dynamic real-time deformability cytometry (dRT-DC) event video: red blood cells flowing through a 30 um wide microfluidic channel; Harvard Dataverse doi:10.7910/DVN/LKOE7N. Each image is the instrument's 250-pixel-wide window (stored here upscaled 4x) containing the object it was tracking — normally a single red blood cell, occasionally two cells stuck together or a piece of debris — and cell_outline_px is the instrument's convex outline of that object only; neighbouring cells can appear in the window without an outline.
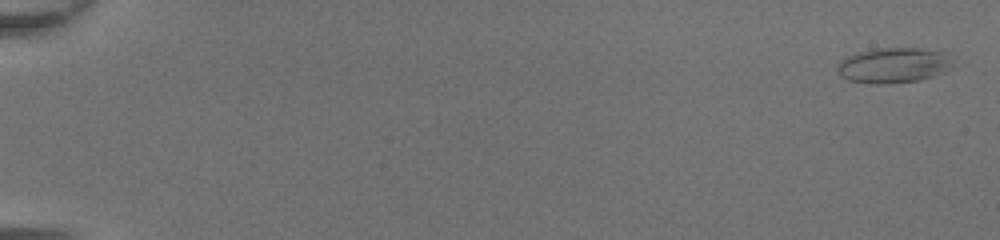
{"species": "common noctule bat (a hibernating species)", "species_latin": "Nyctalus noctula", "temperature_condition": "room temperature", "stored_images_in_passage": 50, "camera_frame_rate_fps": 3000, "um_per_image_px": 0.085, "animal": {"sex": "female", "body_mass_g": 20.0, "forearm_length_mm": 54.0}, "frame": {"image": 1, "passage_image": 2, "time_ms": 0.333, "image_size_px": [1000, 240], "cell_outline_px": [[952, 68], [944, 72], [920, 80], [884, 84], [872, 84], [848, 80], [840, 76], [836, 72], [836, 64], [840, 60], [848, 56], [860, 52], [876, 48], [924, 48], [944, 52], [952, 64]], "centroid_in_image_um": [75.9, 5.55], "position_along_channel_um": 9.1, "area_um2": 23.87}}
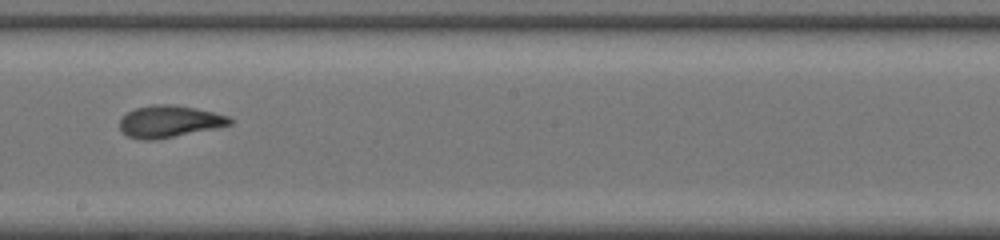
{"frame": {"image": 2, "passage_image": 31, "time_ms": 10.0, "image_size_px": [1000, 240], "cell_outline_px": [[232, 124], [216, 128], [156, 140], [144, 140], [128, 136], [120, 128], [120, 120], [128, 112], [136, 108], [152, 104], [172, 104], [196, 108], [228, 116], [232, 120]], "centroid_in_image_um": [14.4, 10.32], "position_along_channel_um": 233.8, "area_um2": 20.35}}
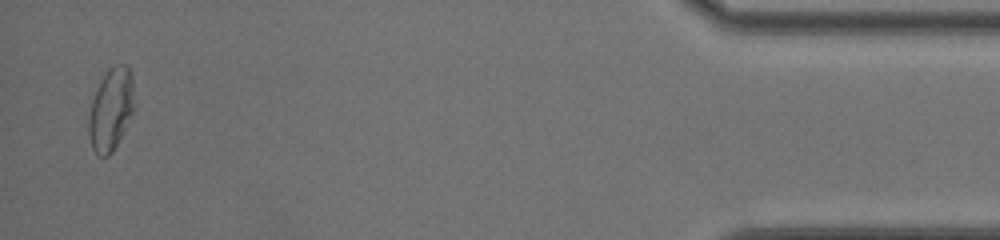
{"frame": {"image": 3, "passage_image": 49, "time_ms": 16.0, "image_size_px": [1000, 240], "cell_outline_px": [[132, 112], [112, 152], [108, 156], [100, 156], [92, 148], [88, 132], [88, 116], [92, 100], [96, 88], [100, 80], [116, 64], [128, 64], [132, 76]], "centroid_in_image_um": [9.39, 9.29], "position_along_channel_um": 425.8, "area_um2": 21.21}, "authors_computed_cell_mechanics": {"area_um2": 21.1837, "velocity_mm_per_s": 4.396, "shape_relaxation_time_tau1_ms": 6.984, "shape_relaxation_time_tau2_ms": 1.7619, "deformation_change_tau1": 0.2293, "deformation_change_tau2": 0.0847}}